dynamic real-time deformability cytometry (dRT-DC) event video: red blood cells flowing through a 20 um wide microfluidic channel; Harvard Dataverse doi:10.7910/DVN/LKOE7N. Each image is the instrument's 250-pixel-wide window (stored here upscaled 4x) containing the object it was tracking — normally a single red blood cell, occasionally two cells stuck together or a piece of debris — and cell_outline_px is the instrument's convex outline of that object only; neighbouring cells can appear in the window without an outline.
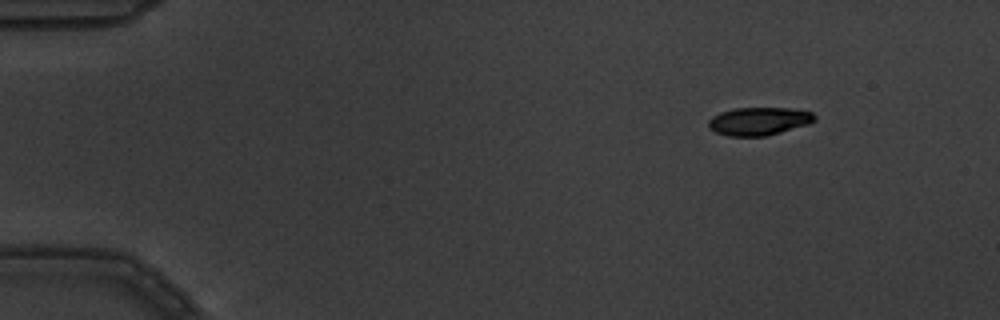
{"species": "common noctule bat (a hibernating species)", "species_latin": "Nyctalus noctula", "temperature_condition": "warm", "stored_images_in_passage": 8, "camera_frame_rate_fps": 3000, "um_per_image_px": 0.085, "animal": {"sex": "male", "body_mass_g": 19.5, "forearm_length_mm": 54.6}, "frame": {"image": 1, "passage_image": 2, "time_ms": 0.333, "image_size_px": [1000, 320], "cell_outline_px": [[816, 120], [808, 124], [768, 136], [728, 136], [716, 132], [708, 124], [708, 120], [712, 116], [720, 112], [736, 108], [788, 108], [812, 112], [816, 116]], "centroid_in_image_um": [64.52, 10.3], "position_along_channel_um": 20.5, "area_um2": 17.28}}
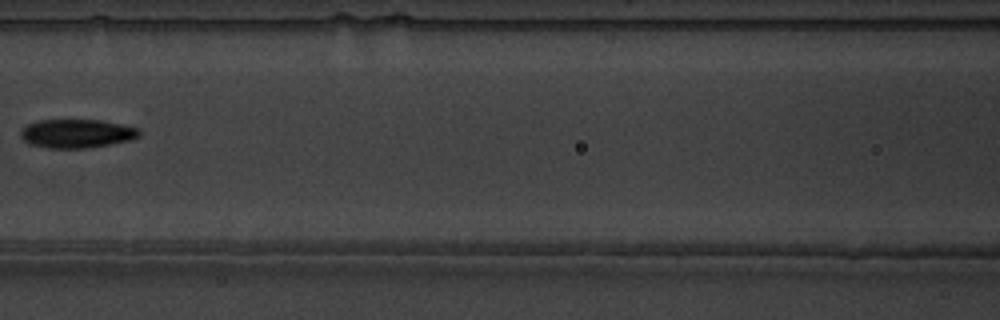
{"frame": {"image": 2, "passage_image": 7, "time_ms": 2.0, "image_size_px": [1000, 320], "cell_outline_px": [[140, 136], [132, 140], [88, 148], [48, 148], [28, 144], [20, 136], [20, 128], [36, 120], [100, 120], [140, 128]], "centroid_in_image_um": [6.51, 11.35], "position_along_channel_um": 160.1, "area_um2": 20.06}}
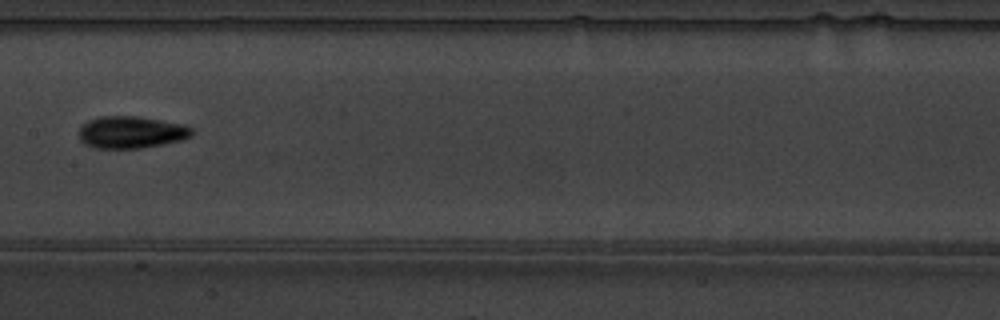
{"frame": {"image": 3, "passage_image": 8, "time_ms": 2.333, "image_size_px": [1000, 320], "cell_outline_px": [[192, 136], [184, 140], [140, 148], [96, 148], [84, 144], [80, 140], [80, 128], [88, 120], [100, 116], [136, 116], [184, 124], [192, 128]], "centroid_in_image_um": [11.17, 11.24], "position_along_channel_um": 196.2, "area_um2": 21.1}}